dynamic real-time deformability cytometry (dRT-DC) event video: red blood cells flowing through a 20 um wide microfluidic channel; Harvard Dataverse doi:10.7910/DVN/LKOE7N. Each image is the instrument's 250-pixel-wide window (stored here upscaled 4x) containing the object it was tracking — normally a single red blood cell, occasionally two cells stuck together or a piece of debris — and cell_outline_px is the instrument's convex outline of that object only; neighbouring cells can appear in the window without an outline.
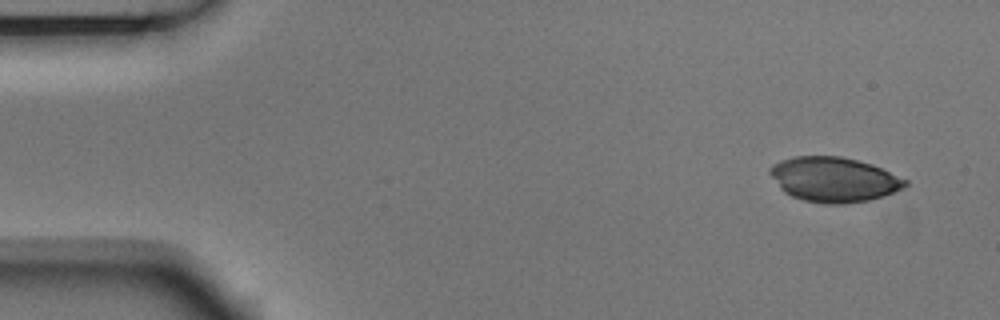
{"species": "Egyptian fruit bat (a non-hibernating species)", "species_latin": "Rousettus aegyptiacus", "temperature_condition": "room temperature", "stored_images_in_passage": 6, "camera_frame_rate_fps": 3000, "um_per_image_px": 0.085, "animal": {"sex": "male"}, "frame": {"image": 1, "passage_image": 1, "time_ms": 0.0, "image_size_px": [1000, 320], "cell_outline_px": [[908, 184], [904, 188], [884, 196], [868, 200], [844, 204], [828, 204], [804, 200], [792, 196], [784, 192], [780, 188], [768, 172], [768, 168], [772, 164], [780, 160], [792, 156], [840, 156], [872, 164], [908, 180]], "centroid_in_image_um": [70.86, 15.25], "position_along_channel_um": 14.1, "area_um2": 35.43}}